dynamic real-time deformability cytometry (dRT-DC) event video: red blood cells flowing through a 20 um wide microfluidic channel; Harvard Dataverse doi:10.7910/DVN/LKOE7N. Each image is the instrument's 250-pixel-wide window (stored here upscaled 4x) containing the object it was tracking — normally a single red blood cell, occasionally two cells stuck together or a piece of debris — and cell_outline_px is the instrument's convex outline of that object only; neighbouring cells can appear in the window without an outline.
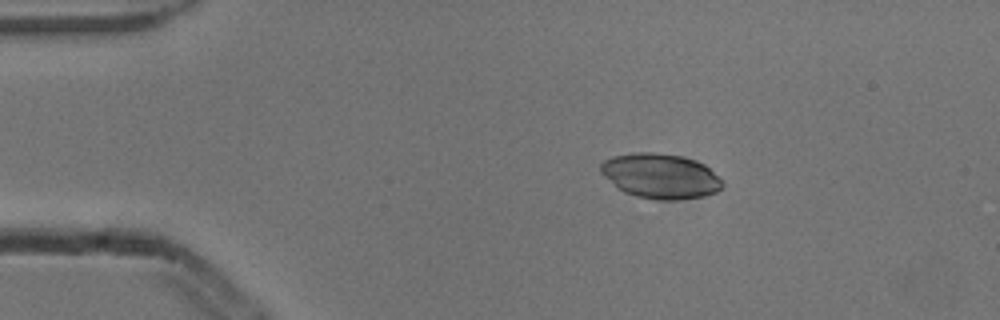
{"species": "common noctule bat (a hibernating species)", "species_latin": "Nyctalus noctula", "temperature_condition": "cold", "stored_images_in_passage": 6, "camera_frame_rate_fps": 3000, "um_per_image_px": 0.085, "animal": {"sex": "male", "body_mass_g": 13.3}, "frame": {"image": 1, "passage_image": 1, "time_ms": 0.0, "image_size_px": [1000, 320], "cell_outline_px": [[724, 184], [716, 192], [704, 196], [676, 200], [656, 200], [636, 196], [624, 192], [604, 176], [600, 172], [600, 164], [604, 160], [612, 156], [636, 152], [656, 152], [680, 156], [696, 160], [704, 164], [724, 180]], "centroid_in_image_um": [56.15, 14.96], "position_along_channel_um": 28.8, "area_um2": 32.02}}
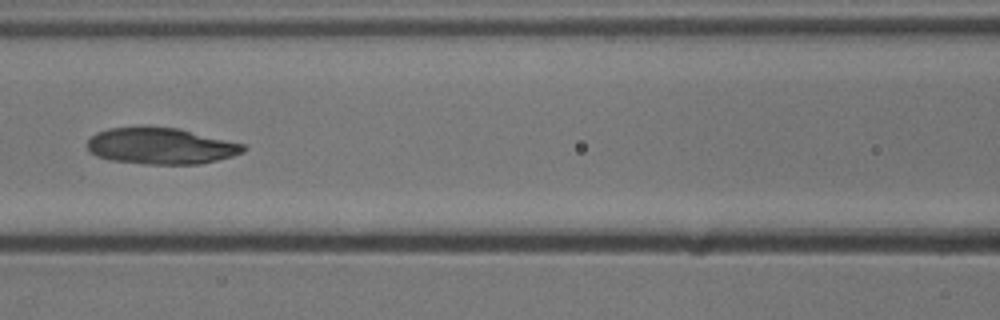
{"frame": {"image": 2, "passage_image": 5, "time_ms": 1.333, "image_size_px": [1000, 320], "cell_outline_px": [[248, 148], [244, 152], [232, 156], [200, 164], [144, 164], [108, 160], [96, 156], [88, 152], [88, 140], [96, 132], [108, 128], [140, 124], [180, 128], [244, 144]], "centroid_in_image_um": [13.63, 12.38], "position_along_channel_um": 153.0, "area_um2": 33.99}}
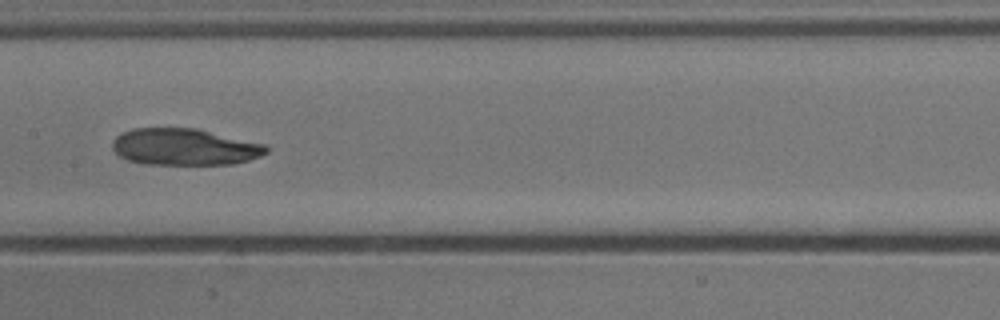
{"frame": {"image": 3, "passage_image": 6, "time_ms": 1.667, "image_size_px": [1000, 320], "cell_outline_px": [[268, 152], [260, 156], [248, 160], [232, 164], [144, 164], [128, 160], [120, 156], [112, 148], [112, 140], [120, 132], [132, 128], [196, 128], [264, 144], [268, 148]], "centroid_in_image_um": [15.64, 12.48], "position_along_channel_um": 191.8, "area_um2": 32.89}}